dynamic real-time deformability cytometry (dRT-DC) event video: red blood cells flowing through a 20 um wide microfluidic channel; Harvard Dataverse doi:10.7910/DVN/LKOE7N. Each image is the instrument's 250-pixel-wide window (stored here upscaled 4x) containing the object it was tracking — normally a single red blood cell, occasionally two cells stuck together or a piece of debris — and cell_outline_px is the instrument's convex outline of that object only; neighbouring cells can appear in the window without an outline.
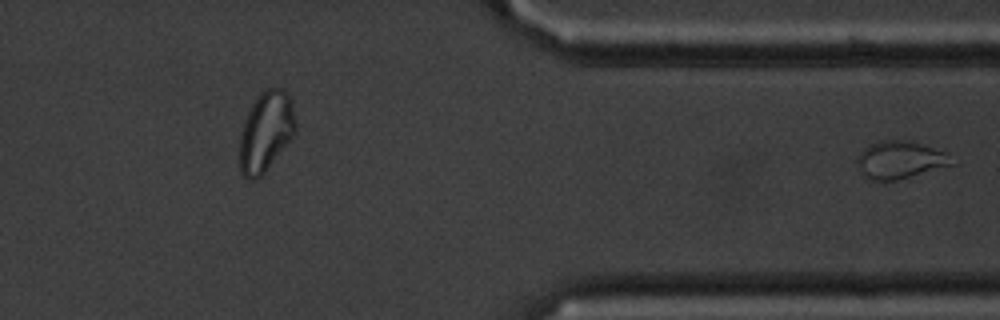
{"species": "common noctule bat (a hibernating species)", "species_latin": "Nyctalus noctula", "temperature_condition": "cold", "stored_images_in_passage": 40, "segment_of_instrument_passage": [2, 2], "camera_frame_rate_fps": 3000, "um_per_image_px": 0.085, "animal": {"sex": "male", "body_mass_g": 20.1, "forearm_length_mm": 53.5}, "frame": {"image": 1, "passage_image": 40, "time_ms": 13.0, "image_size_px": [1000, 320], "cell_outline_px": [[956, 164], [896, 180], [872, 180], [864, 176], [856, 164], [856, 156], [864, 148], [872, 144], [884, 140], [900, 140], [920, 144], [944, 152]], "centroid_in_image_um": [76.46, 13.6], "position_along_channel_um": 334.9, "area_um2": 20.29}}